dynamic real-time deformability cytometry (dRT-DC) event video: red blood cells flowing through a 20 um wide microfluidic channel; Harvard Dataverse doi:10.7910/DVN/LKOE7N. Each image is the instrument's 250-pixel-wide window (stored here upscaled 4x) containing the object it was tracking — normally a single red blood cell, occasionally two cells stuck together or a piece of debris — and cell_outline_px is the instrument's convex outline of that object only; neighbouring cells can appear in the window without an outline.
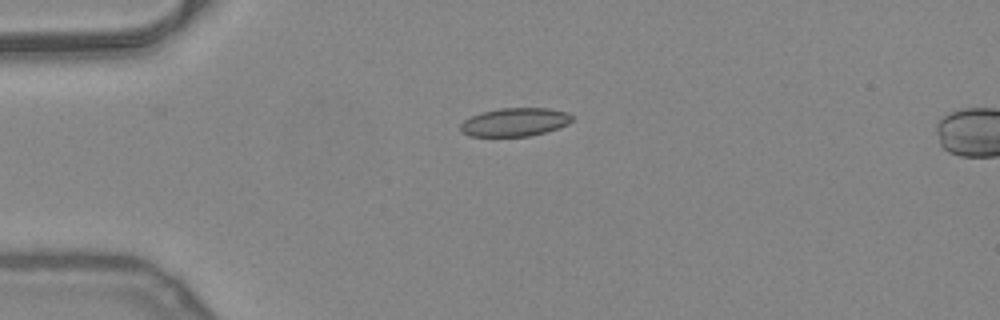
{"species": "common noctule bat (a hibernating species)", "species_latin": "Nyctalus noctula", "temperature_condition": "warm", "stored_images_in_passage": 39, "camera_frame_rate_fps": 3000, "um_per_image_px": 0.085, "animal": {"sex": "female", "body_mass_g": 24.6, "forearm_length_mm": 56.2}, "frame": {"image": 1, "passage_image": 1, "time_ms": 0.0, "image_size_px": [1000, 320], "cell_outline_px": [[572, 120], [568, 124], [544, 132], [528, 136], [468, 136], [460, 132], [460, 124], [464, 120], [480, 112], [500, 108], [548, 108], [568, 112], [572, 116]], "centroid_in_image_um": [43.72, 10.37], "position_along_channel_um": 41.3, "area_um2": 18.44}}
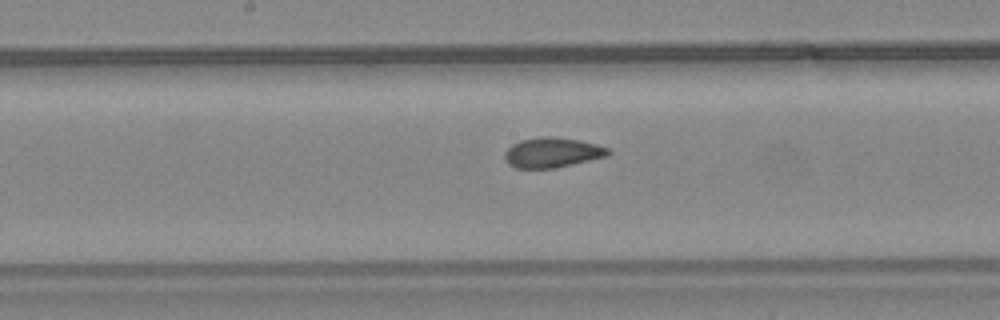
{"frame": {"image": 2, "passage_image": 15, "time_ms": 4.667, "image_size_px": [1000, 320], "cell_outline_px": [[612, 152], [608, 156], [552, 168], [516, 168], [508, 164], [504, 156], [504, 152], [512, 144], [520, 140], [540, 136], [552, 136], [576, 140], [596, 144], [608, 148]], "centroid_in_image_um": [46.91, 12.96], "position_along_channel_um": 201.3, "area_um2": 17.98}}
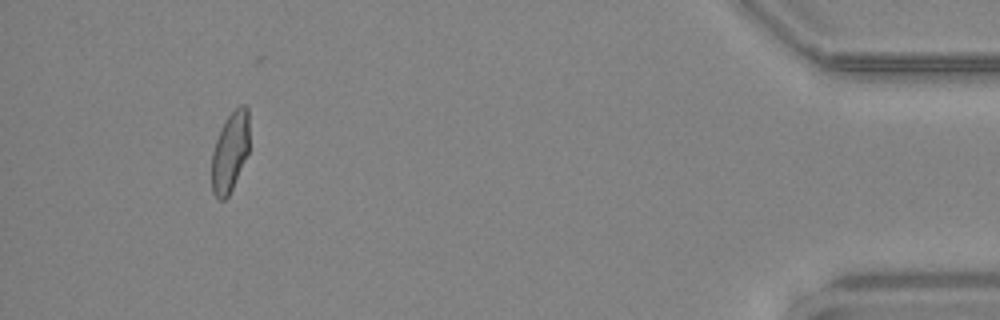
{"frame": {"image": 3, "passage_image": 36, "time_ms": 11.667, "image_size_px": [1000, 320], "cell_outline_px": [[248, 152], [232, 188], [228, 196], [224, 200], [216, 200], [212, 192], [212, 152], [216, 140], [224, 120], [240, 104], [244, 104], [248, 108]], "centroid_in_image_um": [19.53, 12.92], "position_along_channel_um": 415.7, "area_um2": 17.4}, "authors_computed_cell_mechanics": {"area_um2": 18.207, "velocity_mm_per_s": 4.0357, "shape_relaxation_time_tau1_ms": 8.3632, "shape_relaxation_time_tau2_ms": 1.2653, "deformation_change_tau1": 0.1858, "deformation_change_tau2": 0.0587}}